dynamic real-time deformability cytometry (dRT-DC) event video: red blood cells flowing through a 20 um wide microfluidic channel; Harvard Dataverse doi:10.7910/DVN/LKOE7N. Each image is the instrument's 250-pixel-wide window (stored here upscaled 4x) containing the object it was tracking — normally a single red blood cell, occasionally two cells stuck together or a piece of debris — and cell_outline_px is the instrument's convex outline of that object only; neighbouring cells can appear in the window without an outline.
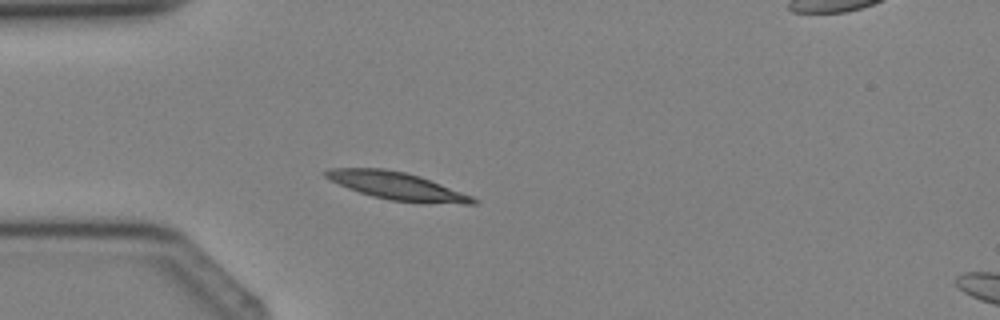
{"species": "Egyptian fruit bat (a non-hibernating species)", "species_latin": "Rousettus aegyptiacus", "temperature_condition": "cold", "stored_images_in_passage": 3, "camera_frame_rate_fps": 3000, "um_per_image_px": 0.085, "animal": {"sex": "female"}, "frame": {"image": 1, "passage_image": 3, "time_ms": 2.333, "image_size_px": [1000, 320], "cell_outline_px": [[480, 200], [476, 204], [420, 204], [388, 200], [372, 196], [348, 188], [324, 176], [324, 172], [332, 168], [384, 168], [404, 172], [420, 176], [472, 196]], "centroid_in_image_um": [33.82, 15.84], "position_along_channel_um": 51.2, "area_um2": 23.87}}